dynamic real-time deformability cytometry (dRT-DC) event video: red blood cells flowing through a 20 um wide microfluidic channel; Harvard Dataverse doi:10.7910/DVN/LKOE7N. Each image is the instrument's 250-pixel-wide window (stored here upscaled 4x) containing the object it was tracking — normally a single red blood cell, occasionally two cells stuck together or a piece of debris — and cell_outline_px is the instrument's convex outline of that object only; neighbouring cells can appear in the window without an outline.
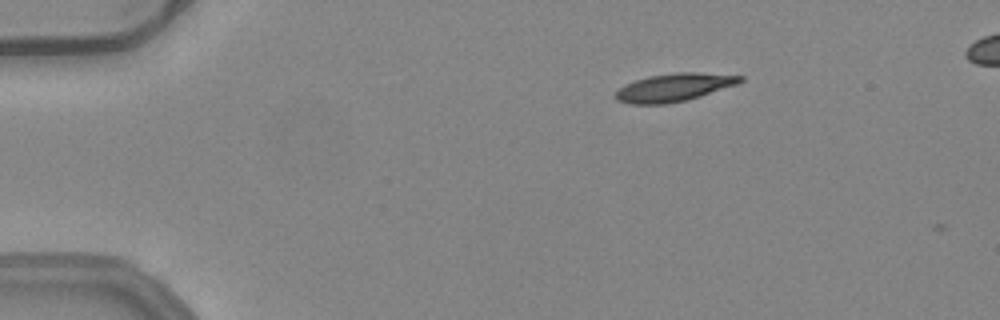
{"species": "common noctule bat (a hibernating species)", "species_latin": "Nyctalus noctula", "temperature_condition": "warm", "stored_images_in_passage": 2, "camera_frame_rate_fps": 3000, "um_per_image_px": 0.085, "animal": {"sex": "female", "body_mass_g": 24.6, "forearm_length_mm": 56.2}, "frame": {"image": 1, "passage_image": 1, "time_ms": 0.0, "image_size_px": [1000, 320], "cell_outline_px": [[744, 80], [736, 84], [688, 100], [664, 104], [628, 104], [616, 100], [612, 96], [624, 84], [648, 76], [676, 72], [700, 72], [744, 76]], "centroid_in_image_um": [57.25, 7.43], "position_along_channel_um": 27.7, "area_um2": 20.4}}